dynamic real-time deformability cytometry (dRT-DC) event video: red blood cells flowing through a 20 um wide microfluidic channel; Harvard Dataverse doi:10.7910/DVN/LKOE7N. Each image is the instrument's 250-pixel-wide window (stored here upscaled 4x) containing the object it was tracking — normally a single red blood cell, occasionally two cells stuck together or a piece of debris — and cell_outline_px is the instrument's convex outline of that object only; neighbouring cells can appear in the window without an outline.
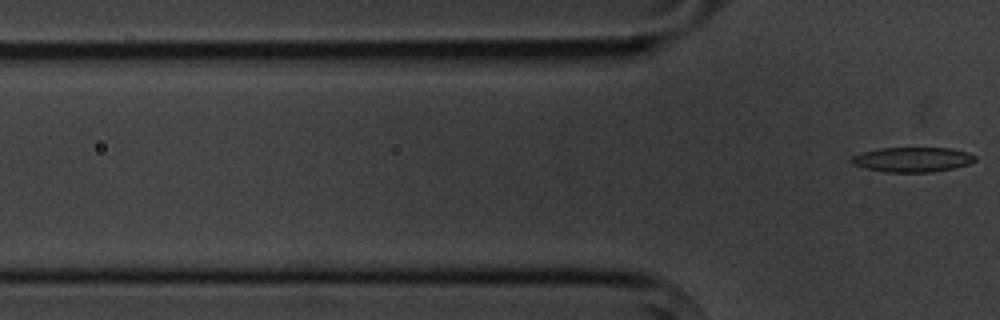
{"species": "common noctule bat (a hibernating species)", "species_latin": "Nyctalus noctula", "temperature_condition": "cold", "stored_images_in_passage": 6, "segment_of_instrument_passage": [2, 2], "camera_frame_rate_fps": 3000, "um_per_image_px": 0.085, "animal": {"sex": "male", "body_mass_g": 20.1, "forearm_length_mm": 53.5}, "frame": {"image": 1, "passage_image": 6, "time_ms": 6.667, "image_size_px": [1000, 320], "cell_outline_px": [[976, 160], [968, 164], [952, 168], [932, 172], [884, 172], [864, 168], [852, 164], [848, 160], [852, 156], [860, 152], [880, 148], [948, 148], [968, 152], [976, 156]], "centroid_in_image_um": [77.5, 13.56], "position_along_channel_um": 48.3, "area_um2": 17.98}}